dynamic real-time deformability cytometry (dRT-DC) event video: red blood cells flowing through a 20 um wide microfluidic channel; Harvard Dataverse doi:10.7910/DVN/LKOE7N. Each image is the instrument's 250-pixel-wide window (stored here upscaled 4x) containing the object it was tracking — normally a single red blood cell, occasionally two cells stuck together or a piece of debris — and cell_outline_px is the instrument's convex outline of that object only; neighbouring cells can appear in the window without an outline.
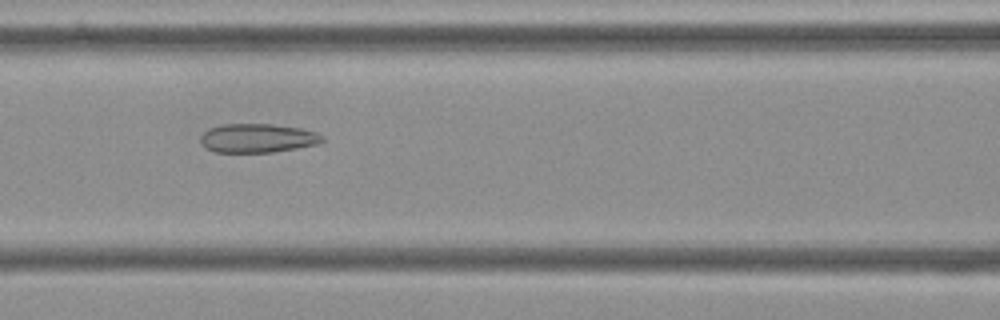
{"species": "Egyptian fruit bat (a non-hibernating species)", "species_latin": "Rousettus aegyptiacus", "temperature_condition": "cold", "stored_images_in_passage": 55, "camera_frame_rate_fps": 3000, "um_per_image_px": 0.085, "frame": {"image": 1, "passage_image": 23, "time_ms": 7.333, "image_size_px": [1000, 320], "cell_outline_px": [[324, 140], [316, 144], [296, 148], [272, 152], [216, 152], [204, 148], [200, 144], [200, 136], [208, 128], [224, 124], [272, 124], [300, 128], [316, 132], [324, 136]], "centroid_in_image_um": [21.85, 11.74], "position_along_channel_um": 144.7, "area_um2": 20.58}}
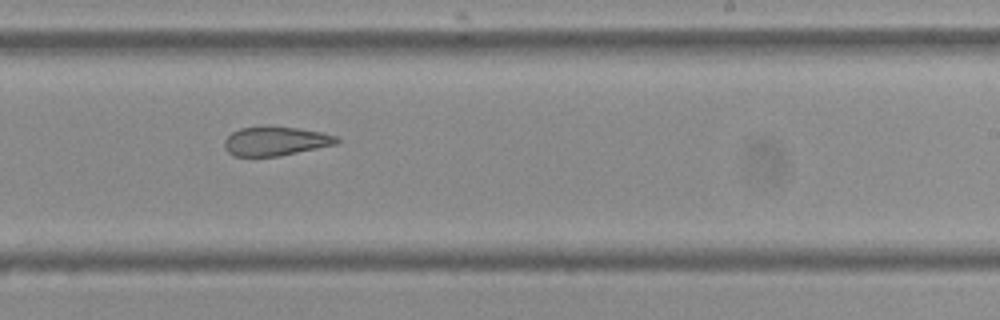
{"frame": {"image": 2, "passage_image": 33, "time_ms": 10.667, "image_size_px": [1000, 320], "cell_outline_px": [[340, 144], [280, 156], [232, 156], [224, 148], [224, 140], [232, 132], [240, 128], [264, 124], [300, 128], [320, 132], [336, 136], [340, 140]], "centroid_in_image_um": [23.43, 11.97], "position_along_channel_um": 265.6, "area_um2": 19.65}}
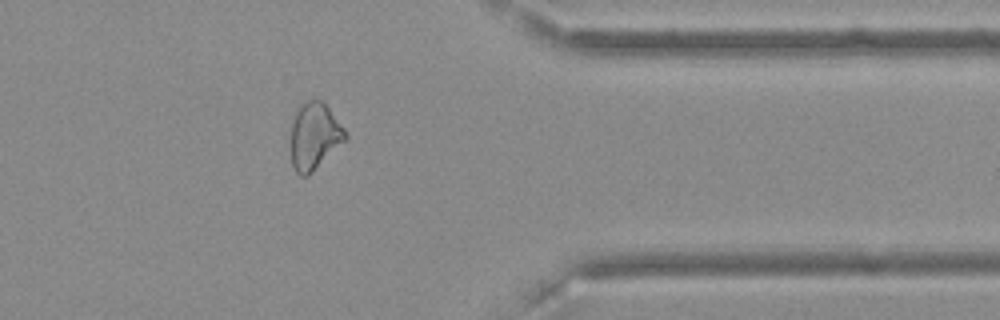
{"frame": {"image": 3, "passage_image": 44, "time_ms": 14.333, "image_size_px": [1000, 320], "cell_outline_px": [[348, 140], [308, 176], [300, 176], [296, 172], [292, 164], [292, 116], [300, 104], [308, 100], [320, 100], [328, 108], [344, 128], [348, 136]], "centroid_in_image_um": [26.74, 11.59], "position_along_channel_um": 384.7, "area_um2": 21.33}, "authors_computed_cell_mechanics": {"area_um2": 22.542, "velocity_mm_per_s": 3.6363, "shape_relaxation_time_tau1_ms": null, "shape_relaxation_time_tau2_ms": 2.9938, "deformation_change_tau1": null, "deformation_change_tau2": 0.12}}